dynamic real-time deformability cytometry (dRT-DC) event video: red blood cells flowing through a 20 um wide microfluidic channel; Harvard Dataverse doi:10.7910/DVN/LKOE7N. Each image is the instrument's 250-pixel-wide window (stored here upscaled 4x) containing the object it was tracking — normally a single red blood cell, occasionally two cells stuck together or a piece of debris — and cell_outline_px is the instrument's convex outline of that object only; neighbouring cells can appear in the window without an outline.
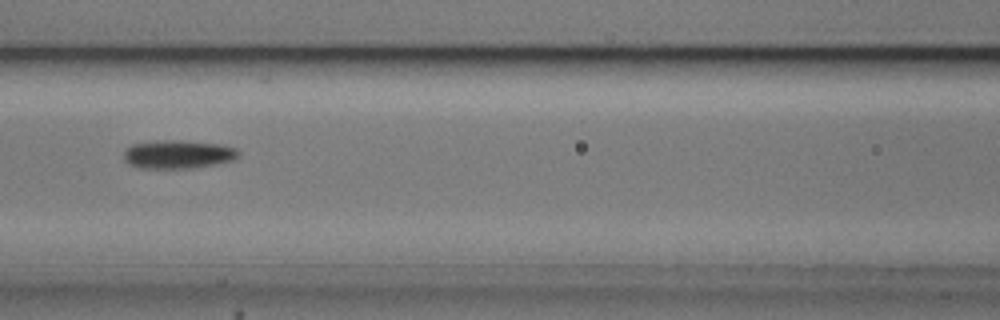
{"species": "common noctule bat (a hibernating species)", "species_latin": "Nyctalus noctula", "temperature_condition": "cold", "stored_images_in_passage": 8, "camera_frame_rate_fps": 3000, "um_per_image_px": 0.085, "animal": {"sex": "male", "body_mass_g": 20.5, "forearm_length_mm": 52.5}, "frame": {"image": 1, "passage_image": 7, "time_ms": 7.0, "image_size_px": [1000, 320], "cell_outline_px": [[240, 156], [236, 160], [196, 168], [140, 168], [128, 164], [124, 160], [124, 148], [132, 144], [156, 140], [180, 140], [220, 144], [236, 148], [240, 152]], "centroid_in_image_um": [15.14, 13.12], "position_along_channel_um": 151.5, "area_um2": 19.42}}
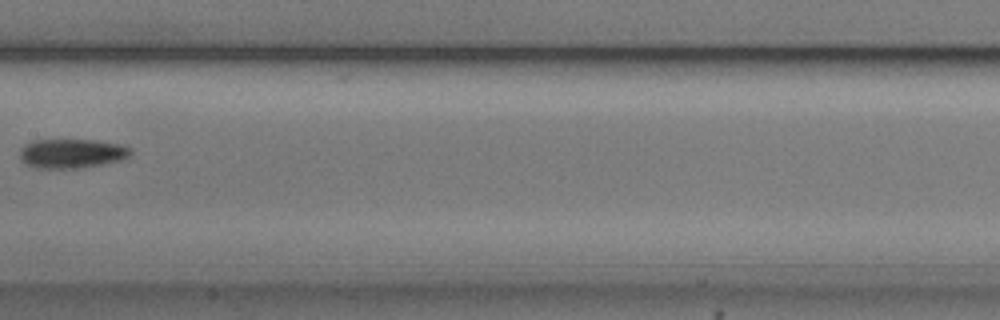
{"frame": {"image": 2, "passage_image": 8, "time_ms": 8.333, "image_size_px": [1000, 320], "cell_outline_px": [[132, 152], [128, 156], [120, 160], [100, 164], [76, 168], [40, 168], [24, 164], [20, 156], [20, 148], [24, 144], [32, 140], [96, 140], [120, 144], [132, 148]], "centroid_in_image_um": [6.07, 13.03], "position_along_channel_um": 201.3, "area_um2": 18.84}}